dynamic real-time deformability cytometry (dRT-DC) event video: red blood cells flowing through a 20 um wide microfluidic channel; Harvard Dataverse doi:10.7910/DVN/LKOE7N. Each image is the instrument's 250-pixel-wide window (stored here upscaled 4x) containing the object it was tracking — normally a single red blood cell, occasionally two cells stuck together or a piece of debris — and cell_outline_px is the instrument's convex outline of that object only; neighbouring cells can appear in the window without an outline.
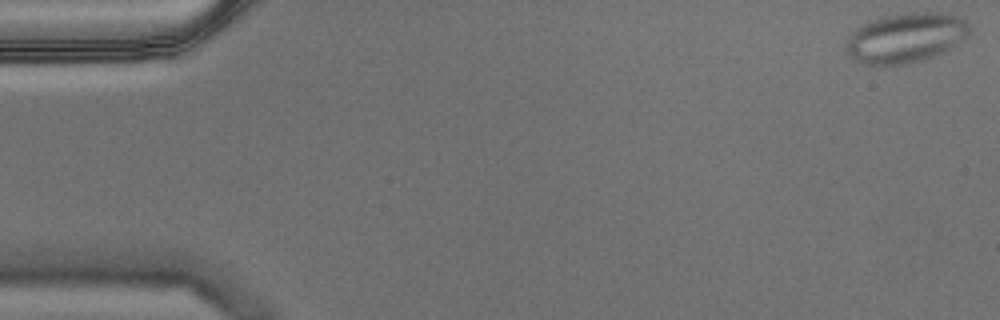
{"species": "Egyptian fruit bat (a non-hibernating species)", "species_latin": "Rousettus aegyptiacus", "temperature_condition": "warm", "stored_images_in_passage": 57, "camera_frame_rate_fps": 3000, "um_per_image_px": 0.085, "animal": {"sex": "male"}, "frame": {"image": 1, "passage_image": 1, "time_ms": 0.0, "image_size_px": [1000, 320], "cell_outline_px": [[972, 28], [952, 48], [944, 52], [924, 60], [908, 64], [884, 68], [876, 68], [860, 64], [844, 48], [844, 44], [848, 36], [856, 28], [872, 20], [884, 16], [912, 12], [936, 12], [956, 16], [964, 20]], "centroid_in_image_um": [76.91, 3.27], "position_along_channel_um": 8.1, "area_um2": 36.41}}
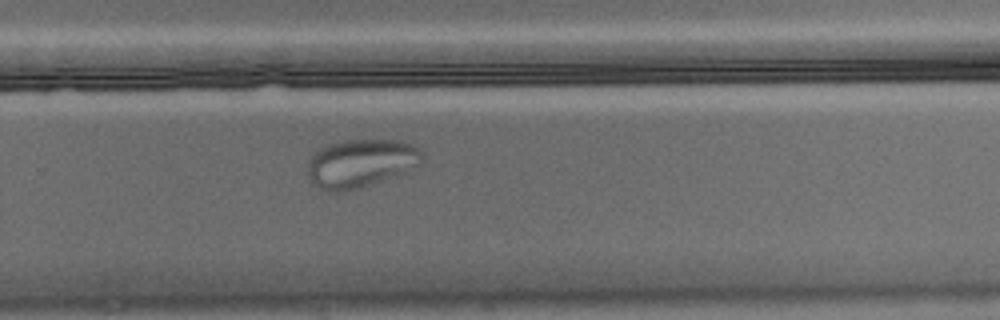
{"frame": {"image": 2, "passage_image": 38, "time_ms": 12.333, "image_size_px": [1000, 320], "cell_outline_px": [[420, 156], [396, 176], [356, 188], [340, 192], [336, 192], [320, 188], [308, 176], [308, 164], [312, 156], [320, 148], [328, 144], [344, 140], [396, 140], [412, 144], [420, 152]], "centroid_in_image_um": [30.54, 13.86], "position_along_channel_um": 299.3, "area_um2": 30.81}}
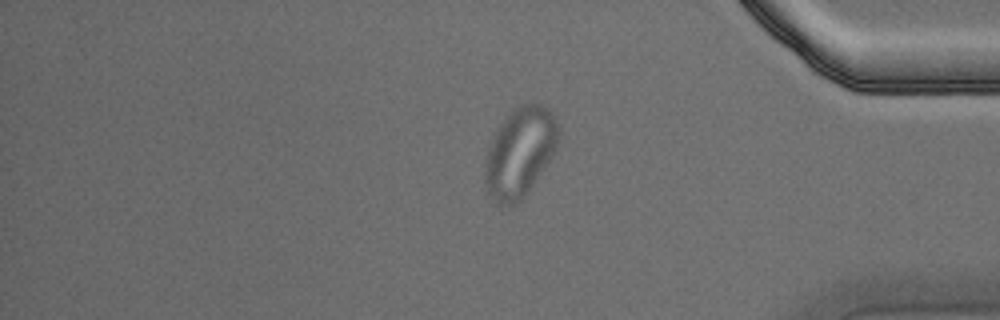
{"frame": {"image": 3, "passage_image": 48, "time_ms": 15.667, "image_size_px": [1000, 320], "cell_outline_px": [[560, 140], [552, 156], [532, 184], [520, 200], [516, 204], [500, 204], [488, 196], [484, 180], [484, 164], [492, 140], [500, 124], [508, 112], [520, 104], [540, 104], [548, 108], [556, 116], [560, 124]], "centroid_in_image_um": [44.21, 12.9], "position_along_channel_um": 391.0, "area_um2": 38.26}}